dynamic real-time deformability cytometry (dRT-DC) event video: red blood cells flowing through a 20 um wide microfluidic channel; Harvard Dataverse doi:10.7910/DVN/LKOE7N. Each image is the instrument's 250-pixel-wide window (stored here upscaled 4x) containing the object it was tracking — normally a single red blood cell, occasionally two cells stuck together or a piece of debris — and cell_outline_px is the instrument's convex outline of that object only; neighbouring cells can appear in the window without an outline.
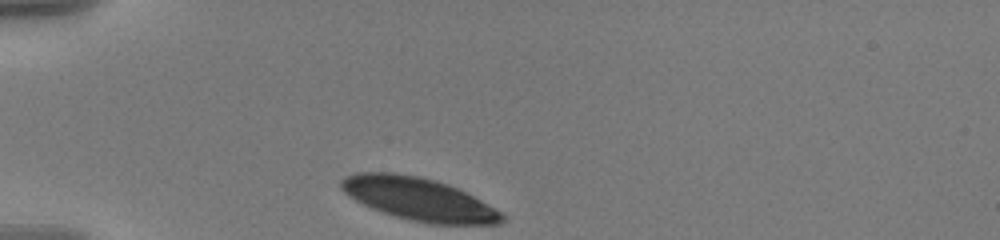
{"species": "human", "species_latin": "Homo sapiens", "temperature_condition": "warm", "stored_images_in_passage": 35, "camera_frame_rate_fps": 3000, "um_per_image_px": 0.085, "donor": {"sex": "male"}, "frame": {"image": 1, "passage_image": 1, "time_ms": 0.0, "image_size_px": [1000, 240], "cell_outline_px": [[504, 220], [500, 224], [432, 224], [412, 220], [396, 216], [372, 208], [348, 196], [340, 188], [340, 180], [344, 176], [356, 172], [392, 172], [416, 176], [436, 180], [448, 184], [480, 200], [500, 212], [504, 216]], "centroid_in_image_um": [35.54, 16.91], "position_along_channel_um": 49.5, "area_um2": 39.65}}
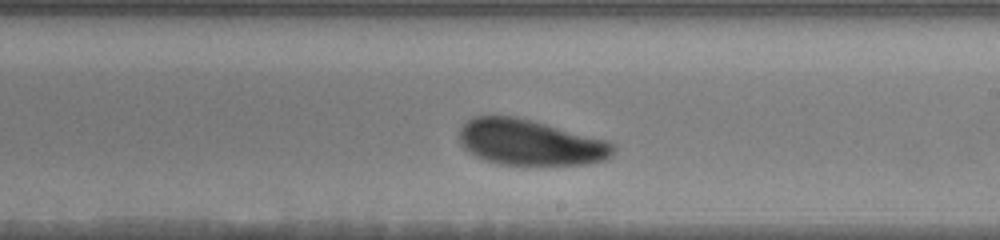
{"frame": {"image": 2, "passage_image": 20, "time_ms": 6.333, "image_size_px": [1000, 240], "cell_outline_px": [[616, 148], [612, 156], [608, 160], [584, 164], [500, 164], [484, 160], [468, 152], [460, 144], [460, 128], [472, 116], [516, 116], [608, 140], [616, 144]], "centroid_in_image_um": [45.09, 12.1], "position_along_channel_um": 243.9, "area_um2": 41.15}}
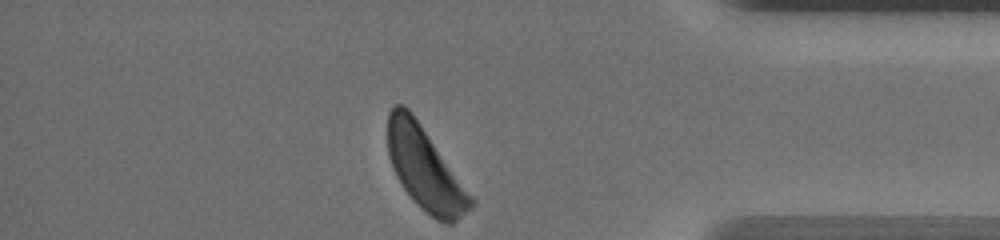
{"frame": {"image": 3, "passage_image": 35, "time_ms": 11.333, "image_size_px": [1000, 240], "cell_outline_px": [[476, 200], [452, 224], [448, 224], [436, 220], [404, 188], [396, 176], [392, 168], [388, 156], [388, 112], [396, 104], [404, 104], [412, 112]], "centroid_in_image_um": [36.11, 14.28], "position_along_channel_um": 399.1, "area_um2": 39.19}, "authors_computed_cell_mechanics": {"area_um2": 42.194, "velocity_mm_per_s": 3.5079, "shape_relaxation_time_tau1_ms": 4.0169, "shape_relaxation_time_tau2_ms": null, "deformation_change_tau1": 0.1462, "deformation_change_tau2": null}}